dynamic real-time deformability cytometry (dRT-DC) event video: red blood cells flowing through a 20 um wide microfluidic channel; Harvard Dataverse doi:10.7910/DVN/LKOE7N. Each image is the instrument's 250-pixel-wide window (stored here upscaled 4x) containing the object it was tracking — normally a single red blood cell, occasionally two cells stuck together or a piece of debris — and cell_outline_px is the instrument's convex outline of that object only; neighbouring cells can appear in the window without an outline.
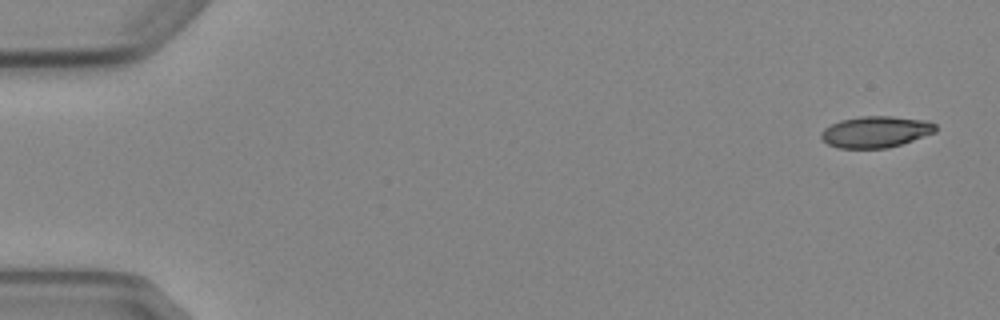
{"species": "Egyptian fruit bat (a non-hibernating species)", "species_latin": "Rousettus aegyptiacus", "temperature_condition": "cold", "stored_images_in_passage": 4, "camera_frame_rate_fps": 3000, "um_per_image_px": 0.085, "animal": {"sex": "female"}, "frame": {"image": 1, "passage_image": 1, "time_ms": 0.0, "image_size_px": [1000, 320], "cell_outline_px": [[936, 132], [888, 148], [836, 148], [828, 144], [820, 136], [820, 132], [824, 128], [840, 120], [860, 116], [892, 116], [928, 120], [936, 124]], "centroid_in_image_um": [74.43, 11.2], "position_along_channel_um": 10.6, "area_um2": 20.98}}
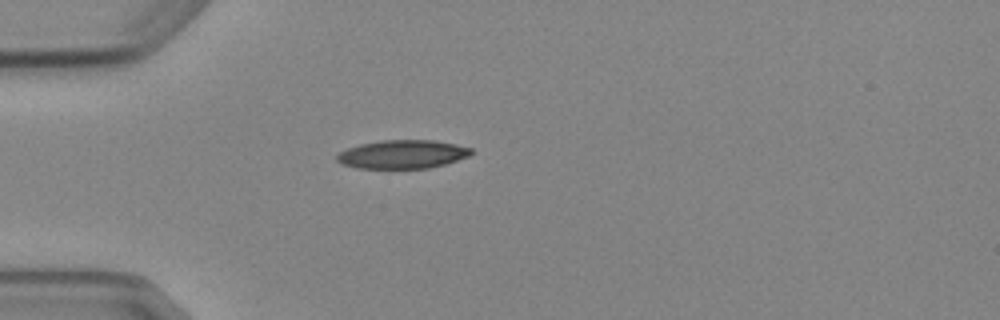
{"frame": {"image": 2, "passage_image": 4, "time_ms": 4.333, "image_size_px": [1000, 320], "cell_outline_px": [[472, 152], [468, 156], [444, 164], [428, 168], [356, 168], [344, 164], [336, 160], [336, 156], [340, 152], [348, 148], [360, 144], [380, 140], [436, 140], [456, 144], [472, 148]], "centroid_in_image_um": [34.21, 13.1], "position_along_channel_um": 50.8, "area_um2": 22.2}}